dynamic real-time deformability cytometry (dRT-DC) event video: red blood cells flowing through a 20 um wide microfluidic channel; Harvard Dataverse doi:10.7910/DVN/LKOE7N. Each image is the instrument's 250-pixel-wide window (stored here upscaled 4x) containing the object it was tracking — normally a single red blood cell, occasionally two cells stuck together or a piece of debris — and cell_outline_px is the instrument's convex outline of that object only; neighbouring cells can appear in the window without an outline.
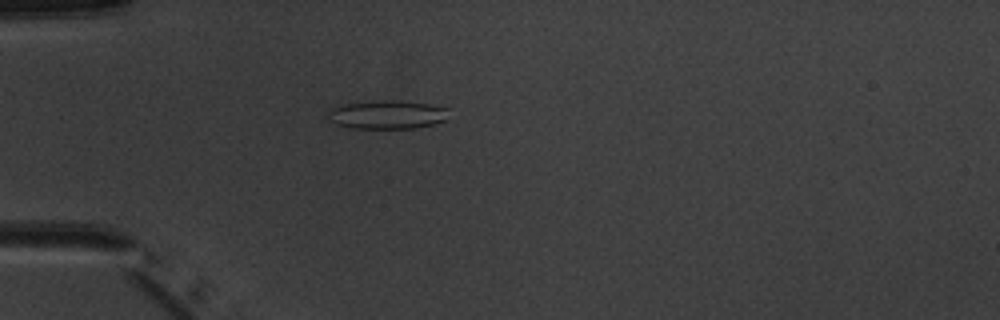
{"species": "common noctule bat (a hibernating species)", "species_latin": "Nyctalus noctula", "temperature_condition": "warm", "stored_images_in_passage": 5, "camera_frame_rate_fps": 3000, "um_per_image_px": 0.085, "animal": {"sex": "male", "body_mass_g": 20.1, "forearm_length_mm": 53.5}, "frame": {"image": 1, "passage_image": 3, "time_ms": 2.667, "image_size_px": [1000, 320], "cell_outline_px": [[448, 108], [444, 120], [432, 124], [416, 128], [352, 128], [336, 124], [332, 120], [332, 108], [344, 104], [384, 100], [400, 100], [428, 104]], "centroid_in_image_um": [32.96, 9.74], "position_along_channel_um": 52.0, "area_um2": 19.54}}
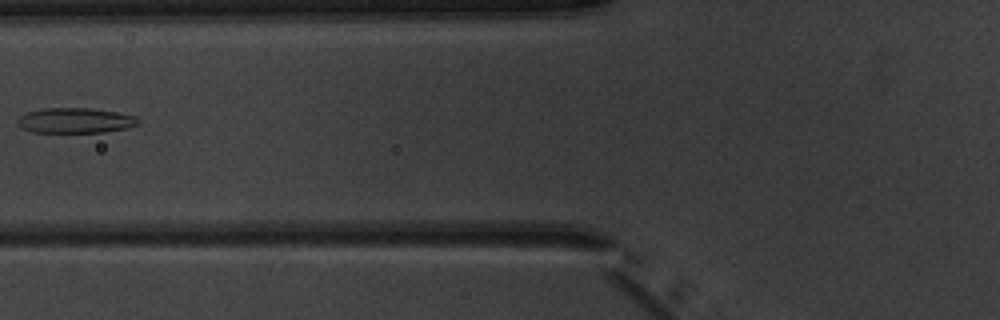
{"frame": {"image": 2, "passage_image": 5, "time_ms": 4.667, "image_size_px": [1000, 320], "cell_outline_px": [[140, 124], [124, 128], [100, 132], [32, 132], [16, 124], [16, 120], [20, 116], [28, 112], [44, 108], [92, 108], [116, 112], [136, 116], [140, 120]], "centroid_in_image_um": [6.39, 10.23], "position_along_channel_um": 119.4, "area_um2": 17.63}}